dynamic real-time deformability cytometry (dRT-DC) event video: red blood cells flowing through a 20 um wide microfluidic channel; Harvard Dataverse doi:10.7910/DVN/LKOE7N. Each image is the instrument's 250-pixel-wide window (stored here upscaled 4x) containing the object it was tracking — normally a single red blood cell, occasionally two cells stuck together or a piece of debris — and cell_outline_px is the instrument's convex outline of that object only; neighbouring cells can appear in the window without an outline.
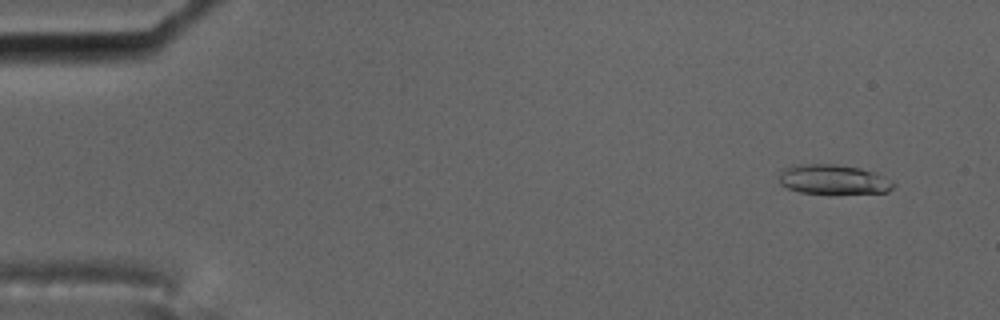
{"species": "common noctule bat (a hibernating species)", "species_latin": "Nyctalus noctula", "temperature_condition": "cold", "stored_images_in_passage": 58, "camera_frame_rate_fps": 3000, "um_per_image_px": 0.085, "animal": {"sex": "male", "body_mass_g": 17.5, "forearm_length_mm": 52.3}, "frame": {"image": 1, "passage_image": 5, "time_ms": 1.333, "image_size_px": [1000, 320], "cell_outline_px": [[896, 184], [888, 192], [800, 192], [788, 188], [780, 184], [780, 168], [796, 164], [832, 164], [860, 168], [872, 172], [892, 180]], "centroid_in_image_um": [70.78, 15.22], "position_along_channel_um": 14.2, "area_um2": 19.31}}
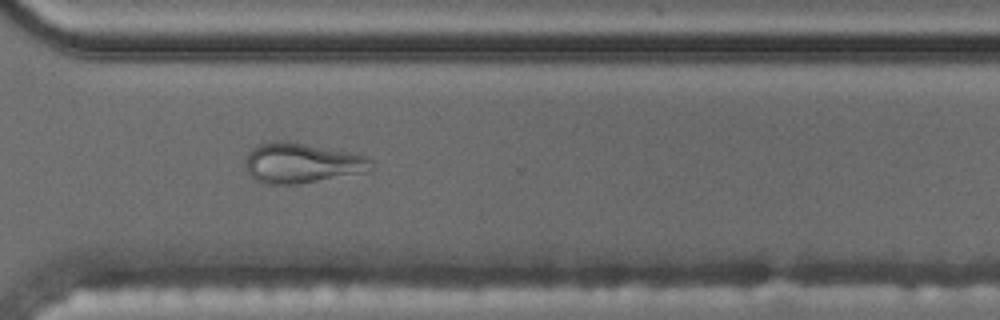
{"frame": {"image": 2, "passage_image": 43, "time_ms": 14.0, "image_size_px": [1000, 320], "cell_outline_px": [[372, 172], [296, 184], [268, 184], [256, 180], [248, 172], [248, 152], [252, 148], [260, 144], [272, 140], [276, 140], [348, 152], [364, 156], [372, 160]], "centroid_in_image_um": [25.7, 13.88], "position_along_channel_um": 344.9, "area_um2": 28.9}}
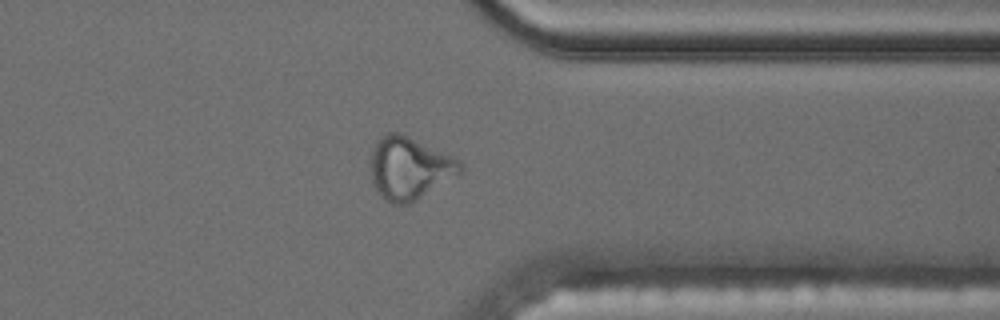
{"frame": {"image": 3, "passage_image": 46, "time_ms": 15.0, "image_size_px": [1000, 320], "cell_outline_px": [[464, 168], [460, 172], [408, 204], [392, 204], [384, 200], [380, 196], [372, 184], [372, 148], [376, 140], [388, 132], [400, 132], [452, 156]], "centroid_in_image_um": [34.74, 14.28], "position_along_channel_um": 376.7, "area_um2": 31.96}, "authors_computed_cell_mechanics": {"area_um2": 20.7213, "velocity_mm_per_s": 3.5268, "shape_relaxation_time_tau1_ms": null, "shape_relaxation_time_tau2_ms": 4.3092, "deformation_change_tau1": null, "deformation_change_tau2": 0.1305}}